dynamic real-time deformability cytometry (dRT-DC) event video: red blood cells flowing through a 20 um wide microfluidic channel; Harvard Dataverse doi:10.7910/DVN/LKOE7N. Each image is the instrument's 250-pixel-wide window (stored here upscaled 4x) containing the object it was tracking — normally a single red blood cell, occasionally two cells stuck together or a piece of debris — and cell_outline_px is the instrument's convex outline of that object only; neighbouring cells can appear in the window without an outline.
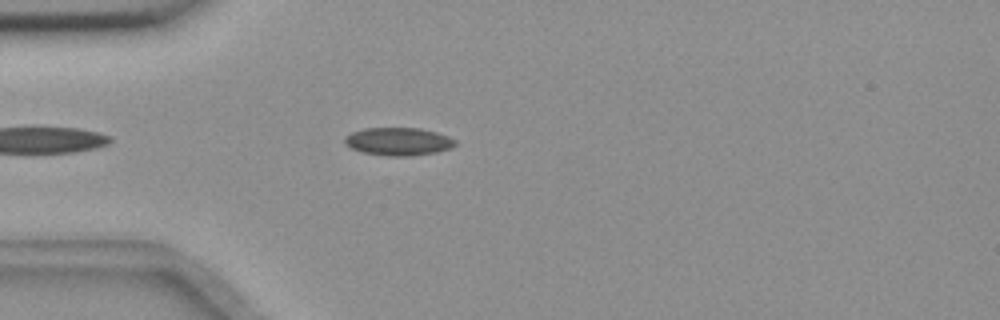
{"species": "common noctule bat (a hibernating species)", "species_latin": "Nyctalus noctula", "temperature_condition": "room temperature", "stored_images_in_passage": 6, "camera_frame_rate_fps": 3000, "um_per_image_px": 0.085, "animal": {"sex": "female", "body_mass_g": 18.4}, "frame": {"image": 1, "passage_image": 2, "time_ms": 0.333, "image_size_px": [1000, 320], "cell_outline_px": [[456, 144], [452, 148], [436, 152], [408, 156], [388, 156], [360, 152], [344, 144], [344, 136], [352, 132], [364, 128], [420, 128], [436, 132], [448, 136], [456, 140]], "centroid_in_image_um": [33.84, 12.02], "position_along_channel_um": 51.2, "area_um2": 18.09}}